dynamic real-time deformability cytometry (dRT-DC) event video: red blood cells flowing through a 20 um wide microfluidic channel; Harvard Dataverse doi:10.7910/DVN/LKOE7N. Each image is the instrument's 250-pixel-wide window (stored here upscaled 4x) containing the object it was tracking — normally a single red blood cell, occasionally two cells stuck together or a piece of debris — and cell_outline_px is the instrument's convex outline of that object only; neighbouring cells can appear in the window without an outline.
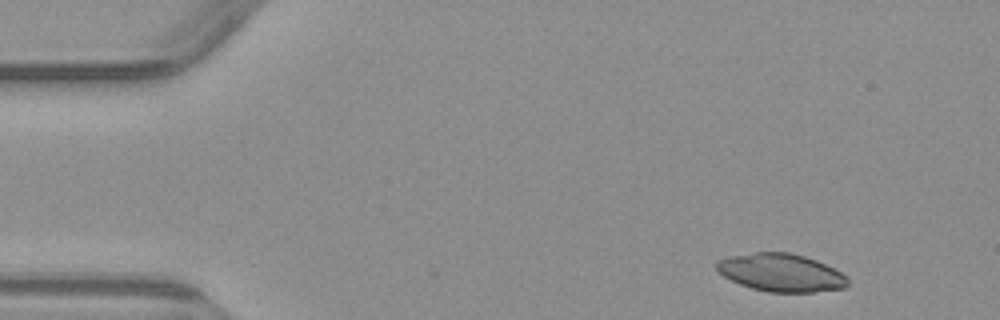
{"species": "common noctule bat (a hibernating species)", "species_latin": "Nyctalus noctula", "temperature_condition": "warm", "stored_images_in_passage": 3, "camera_frame_rate_fps": 3000, "um_per_image_px": 0.085, "animal": {"sex": "male", "body_mass_g": 23.1, "forearm_length_mm": 52.7}, "frame": {"image": 1, "passage_image": 1, "time_ms": 0.0, "image_size_px": [1000, 320], "cell_outline_px": [[848, 284], [844, 288], [812, 292], [768, 292], [752, 288], [740, 284], [724, 276], [716, 268], [716, 260], [728, 256], [756, 252], [788, 252], [804, 256], [816, 260], [840, 272], [848, 280]], "centroid_in_image_um": [66.36, 23.17], "position_along_channel_um": 18.6, "area_um2": 28.73}}